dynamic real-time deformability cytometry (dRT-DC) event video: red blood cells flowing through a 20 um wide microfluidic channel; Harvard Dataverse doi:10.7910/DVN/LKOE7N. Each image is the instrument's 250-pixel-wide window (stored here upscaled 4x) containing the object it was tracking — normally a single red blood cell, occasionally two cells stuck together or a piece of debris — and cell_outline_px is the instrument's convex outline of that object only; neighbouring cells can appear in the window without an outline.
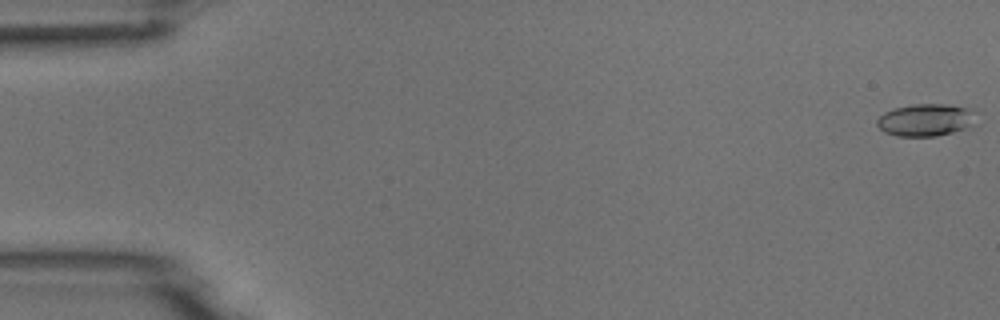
{"species": "common noctule bat (a hibernating species)", "species_latin": "Nyctalus noctula", "temperature_condition": "room temperature", "stored_images_in_passage": 54, "camera_frame_rate_fps": 3000, "um_per_image_px": 0.085, "animal": {"sex": "male", "body_mass_g": 18.8}, "frame": {"image": 1, "passage_image": 1, "time_ms": 0.0, "image_size_px": [1000, 320], "cell_outline_px": [[976, 124], [968, 128], [936, 136], [896, 136], [884, 132], [876, 124], [876, 120], [884, 112], [896, 108], [912, 104], [944, 104], [972, 108], [976, 112]], "centroid_in_image_um": [78.74, 10.19], "position_along_channel_um": 6.3, "area_um2": 18.96}}
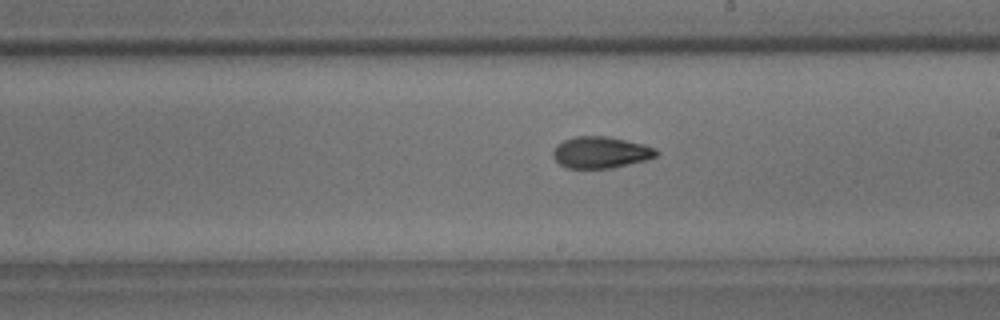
{"frame": {"image": 2, "passage_image": 31, "time_ms": 10.0, "image_size_px": [1000, 320], "cell_outline_px": [[660, 152], [656, 156], [648, 160], [612, 168], [568, 168], [560, 164], [552, 156], [552, 152], [556, 144], [564, 140], [576, 136], [608, 136], [644, 144], [656, 148]], "centroid_in_image_um": [51.08, 12.95], "position_along_channel_um": 237.9, "area_um2": 19.19}}
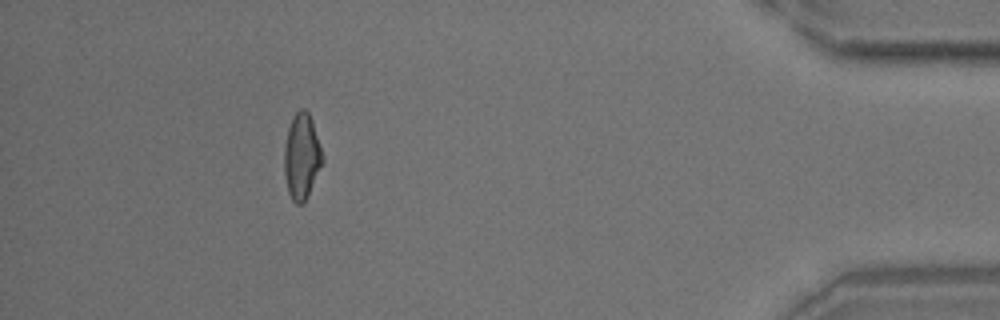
{"frame": {"image": 3, "passage_image": 49, "time_ms": 16.0, "image_size_px": [1000, 320], "cell_outline_px": [[324, 160], [308, 196], [304, 204], [296, 204], [292, 200], [288, 192], [284, 172], [284, 148], [288, 128], [292, 116], [300, 108], [304, 108], [308, 112], [312, 120], [324, 156]], "centroid_in_image_um": [25.65, 13.3], "position_along_channel_um": 409.6, "area_um2": 19.31}}